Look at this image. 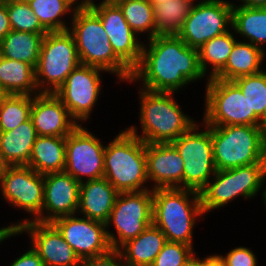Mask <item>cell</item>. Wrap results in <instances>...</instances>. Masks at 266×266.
Returning a JSON list of instances; mask_svg holds the SVG:
<instances>
[{
	"mask_svg": "<svg viewBox=\"0 0 266 266\" xmlns=\"http://www.w3.org/2000/svg\"><path fill=\"white\" fill-rule=\"evenodd\" d=\"M146 42L130 84L141 80L142 89L178 93L188 84L205 78L198 49L189 47L178 36H155Z\"/></svg>",
	"mask_w": 266,
	"mask_h": 266,
	"instance_id": "obj_1",
	"label": "cell"
},
{
	"mask_svg": "<svg viewBox=\"0 0 266 266\" xmlns=\"http://www.w3.org/2000/svg\"><path fill=\"white\" fill-rule=\"evenodd\" d=\"M139 125L126 129L141 139L144 143L166 144L172 143L183 133L187 132L197 121L183 112L175 101L173 92H156L139 87Z\"/></svg>",
	"mask_w": 266,
	"mask_h": 266,
	"instance_id": "obj_2",
	"label": "cell"
},
{
	"mask_svg": "<svg viewBox=\"0 0 266 266\" xmlns=\"http://www.w3.org/2000/svg\"><path fill=\"white\" fill-rule=\"evenodd\" d=\"M200 193L184 188L153 190L152 223L167 241L193 246V230L197 219H203Z\"/></svg>",
	"mask_w": 266,
	"mask_h": 266,
	"instance_id": "obj_3",
	"label": "cell"
},
{
	"mask_svg": "<svg viewBox=\"0 0 266 266\" xmlns=\"http://www.w3.org/2000/svg\"><path fill=\"white\" fill-rule=\"evenodd\" d=\"M68 31L72 34L80 63L116 75L118 82H128L132 71L116 56L99 16L88 6L76 8Z\"/></svg>",
	"mask_w": 266,
	"mask_h": 266,
	"instance_id": "obj_4",
	"label": "cell"
},
{
	"mask_svg": "<svg viewBox=\"0 0 266 266\" xmlns=\"http://www.w3.org/2000/svg\"><path fill=\"white\" fill-rule=\"evenodd\" d=\"M146 143L126 128L105 145L104 178L120 192L149 190Z\"/></svg>",
	"mask_w": 266,
	"mask_h": 266,
	"instance_id": "obj_5",
	"label": "cell"
},
{
	"mask_svg": "<svg viewBox=\"0 0 266 266\" xmlns=\"http://www.w3.org/2000/svg\"><path fill=\"white\" fill-rule=\"evenodd\" d=\"M216 170L266 164V135L258 126H211Z\"/></svg>",
	"mask_w": 266,
	"mask_h": 266,
	"instance_id": "obj_6",
	"label": "cell"
},
{
	"mask_svg": "<svg viewBox=\"0 0 266 266\" xmlns=\"http://www.w3.org/2000/svg\"><path fill=\"white\" fill-rule=\"evenodd\" d=\"M265 169L266 164H250L216 170L215 175L199 192L204 217L205 214L232 203L237 197L252 199L262 188L261 198L264 199Z\"/></svg>",
	"mask_w": 266,
	"mask_h": 266,
	"instance_id": "obj_7",
	"label": "cell"
},
{
	"mask_svg": "<svg viewBox=\"0 0 266 266\" xmlns=\"http://www.w3.org/2000/svg\"><path fill=\"white\" fill-rule=\"evenodd\" d=\"M80 64L74 38L68 30L46 33L35 68L39 93H54Z\"/></svg>",
	"mask_w": 266,
	"mask_h": 266,
	"instance_id": "obj_8",
	"label": "cell"
},
{
	"mask_svg": "<svg viewBox=\"0 0 266 266\" xmlns=\"http://www.w3.org/2000/svg\"><path fill=\"white\" fill-rule=\"evenodd\" d=\"M0 191L6 203L23 210L31 217L20 222L3 226L0 231H16L21 225L30 222H41L44 203L43 174H39L27 165L9 166L0 179Z\"/></svg>",
	"mask_w": 266,
	"mask_h": 266,
	"instance_id": "obj_9",
	"label": "cell"
},
{
	"mask_svg": "<svg viewBox=\"0 0 266 266\" xmlns=\"http://www.w3.org/2000/svg\"><path fill=\"white\" fill-rule=\"evenodd\" d=\"M196 122L171 144L184 161L183 188L200 192L215 175L211 126ZM200 127V128H199ZM203 127V129H201Z\"/></svg>",
	"mask_w": 266,
	"mask_h": 266,
	"instance_id": "obj_10",
	"label": "cell"
},
{
	"mask_svg": "<svg viewBox=\"0 0 266 266\" xmlns=\"http://www.w3.org/2000/svg\"><path fill=\"white\" fill-rule=\"evenodd\" d=\"M152 210L153 190L118 193L109 219L105 223L111 248L118 250L151 225ZM110 226H113L116 233L110 231Z\"/></svg>",
	"mask_w": 266,
	"mask_h": 266,
	"instance_id": "obj_11",
	"label": "cell"
},
{
	"mask_svg": "<svg viewBox=\"0 0 266 266\" xmlns=\"http://www.w3.org/2000/svg\"><path fill=\"white\" fill-rule=\"evenodd\" d=\"M203 119L208 126L250 125V107L240 88L233 82L207 79Z\"/></svg>",
	"mask_w": 266,
	"mask_h": 266,
	"instance_id": "obj_12",
	"label": "cell"
},
{
	"mask_svg": "<svg viewBox=\"0 0 266 266\" xmlns=\"http://www.w3.org/2000/svg\"><path fill=\"white\" fill-rule=\"evenodd\" d=\"M106 71L80 64L54 92L67 108L70 116L80 125L90 119L102 90L101 73Z\"/></svg>",
	"mask_w": 266,
	"mask_h": 266,
	"instance_id": "obj_13",
	"label": "cell"
},
{
	"mask_svg": "<svg viewBox=\"0 0 266 266\" xmlns=\"http://www.w3.org/2000/svg\"><path fill=\"white\" fill-rule=\"evenodd\" d=\"M232 8L233 1L228 0L194 4L177 36L189 47L199 49L231 29Z\"/></svg>",
	"mask_w": 266,
	"mask_h": 266,
	"instance_id": "obj_14",
	"label": "cell"
},
{
	"mask_svg": "<svg viewBox=\"0 0 266 266\" xmlns=\"http://www.w3.org/2000/svg\"><path fill=\"white\" fill-rule=\"evenodd\" d=\"M100 140L81 124L66 137L64 171L79 183L104 177L105 145Z\"/></svg>",
	"mask_w": 266,
	"mask_h": 266,
	"instance_id": "obj_15",
	"label": "cell"
},
{
	"mask_svg": "<svg viewBox=\"0 0 266 266\" xmlns=\"http://www.w3.org/2000/svg\"><path fill=\"white\" fill-rule=\"evenodd\" d=\"M23 233L29 235L31 246L45 266H81L80 258L52 223L30 221L16 231H0V244Z\"/></svg>",
	"mask_w": 266,
	"mask_h": 266,
	"instance_id": "obj_16",
	"label": "cell"
},
{
	"mask_svg": "<svg viewBox=\"0 0 266 266\" xmlns=\"http://www.w3.org/2000/svg\"><path fill=\"white\" fill-rule=\"evenodd\" d=\"M52 224L81 261L105 254L112 249L105 223L73 214L55 219Z\"/></svg>",
	"mask_w": 266,
	"mask_h": 266,
	"instance_id": "obj_17",
	"label": "cell"
},
{
	"mask_svg": "<svg viewBox=\"0 0 266 266\" xmlns=\"http://www.w3.org/2000/svg\"><path fill=\"white\" fill-rule=\"evenodd\" d=\"M89 7L99 16L116 56L133 71L140 63L143 41L130 28L121 8L95 4V0H90Z\"/></svg>",
	"mask_w": 266,
	"mask_h": 266,
	"instance_id": "obj_18",
	"label": "cell"
},
{
	"mask_svg": "<svg viewBox=\"0 0 266 266\" xmlns=\"http://www.w3.org/2000/svg\"><path fill=\"white\" fill-rule=\"evenodd\" d=\"M43 180L41 222L52 223L60 217L77 214L80 183L65 171L44 174Z\"/></svg>",
	"mask_w": 266,
	"mask_h": 266,
	"instance_id": "obj_19",
	"label": "cell"
},
{
	"mask_svg": "<svg viewBox=\"0 0 266 266\" xmlns=\"http://www.w3.org/2000/svg\"><path fill=\"white\" fill-rule=\"evenodd\" d=\"M31 119L37 136L67 137L79 125L54 93L33 95Z\"/></svg>",
	"mask_w": 266,
	"mask_h": 266,
	"instance_id": "obj_20",
	"label": "cell"
},
{
	"mask_svg": "<svg viewBox=\"0 0 266 266\" xmlns=\"http://www.w3.org/2000/svg\"><path fill=\"white\" fill-rule=\"evenodd\" d=\"M148 181L158 188H183L184 161L171 143H146Z\"/></svg>",
	"mask_w": 266,
	"mask_h": 266,
	"instance_id": "obj_21",
	"label": "cell"
},
{
	"mask_svg": "<svg viewBox=\"0 0 266 266\" xmlns=\"http://www.w3.org/2000/svg\"><path fill=\"white\" fill-rule=\"evenodd\" d=\"M118 193L115 187L104 177L80 183L77 214L106 223Z\"/></svg>",
	"mask_w": 266,
	"mask_h": 266,
	"instance_id": "obj_22",
	"label": "cell"
},
{
	"mask_svg": "<svg viewBox=\"0 0 266 266\" xmlns=\"http://www.w3.org/2000/svg\"><path fill=\"white\" fill-rule=\"evenodd\" d=\"M166 242V236L152 223L118 250L126 266H151Z\"/></svg>",
	"mask_w": 266,
	"mask_h": 266,
	"instance_id": "obj_23",
	"label": "cell"
},
{
	"mask_svg": "<svg viewBox=\"0 0 266 266\" xmlns=\"http://www.w3.org/2000/svg\"><path fill=\"white\" fill-rule=\"evenodd\" d=\"M265 56L266 51L237 38L225 67L214 78L233 81L242 76L256 74L263 70L261 65L265 62Z\"/></svg>",
	"mask_w": 266,
	"mask_h": 266,
	"instance_id": "obj_24",
	"label": "cell"
},
{
	"mask_svg": "<svg viewBox=\"0 0 266 266\" xmlns=\"http://www.w3.org/2000/svg\"><path fill=\"white\" fill-rule=\"evenodd\" d=\"M36 137L31 117L16 129L0 132V153L9 166L28 165Z\"/></svg>",
	"mask_w": 266,
	"mask_h": 266,
	"instance_id": "obj_25",
	"label": "cell"
},
{
	"mask_svg": "<svg viewBox=\"0 0 266 266\" xmlns=\"http://www.w3.org/2000/svg\"><path fill=\"white\" fill-rule=\"evenodd\" d=\"M65 159L66 137L37 136L27 166L43 175L62 172L65 169Z\"/></svg>",
	"mask_w": 266,
	"mask_h": 266,
	"instance_id": "obj_26",
	"label": "cell"
},
{
	"mask_svg": "<svg viewBox=\"0 0 266 266\" xmlns=\"http://www.w3.org/2000/svg\"><path fill=\"white\" fill-rule=\"evenodd\" d=\"M231 25L234 34L242 36L243 41L266 50V8L243 7L233 3Z\"/></svg>",
	"mask_w": 266,
	"mask_h": 266,
	"instance_id": "obj_27",
	"label": "cell"
},
{
	"mask_svg": "<svg viewBox=\"0 0 266 266\" xmlns=\"http://www.w3.org/2000/svg\"><path fill=\"white\" fill-rule=\"evenodd\" d=\"M0 88L7 94L38 95L35 67L0 56Z\"/></svg>",
	"mask_w": 266,
	"mask_h": 266,
	"instance_id": "obj_28",
	"label": "cell"
},
{
	"mask_svg": "<svg viewBox=\"0 0 266 266\" xmlns=\"http://www.w3.org/2000/svg\"><path fill=\"white\" fill-rule=\"evenodd\" d=\"M46 34L11 30L0 41V56L28 63L36 68Z\"/></svg>",
	"mask_w": 266,
	"mask_h": 266,
	"instance_id": "obj_29",
	"label": "cell"
},
{
	"mask_svg": "<svg viewBox=\"0 0 266 266\" xmlns=\"http://www.w3.org/2000/svg\"><path fill=\"white\" fill-rule=\"evenodd\" d=\"M232 31L231 28L226 33L212 38L199 47V65L203 74L207 77L206 80L214 78L225 67L237 40V37L233 34L234 31Z\"/></svg>",
	"mask_w": 266,
	"mask_h": 266,
	"instance_id": "obj_30",
	"label": "cell"
},
{
	"mask_svg": "<svg viewBox=\"0 0 266 266\" xmlns=\"http://www.w3.org/2000/svg\"><path fill=\"white\" fill-rule=\"evenodd\" d=\"M193 5L189 0H169L153 5L155 36H177Z\"/></svg>",
	"mask_w": 266,
	"mask_h": 266,
	"instance_id": "obj_31",
	"label": "cell"
},
{
	"mask_svg": "<svg viewBox=\"0 0 266 266\" xmlns=\"http://www.w3.org/2000/svg\"><path fill=\"white\" fill-rule=\"evenodd\" d=\"M28 4L48 32L68 30L70 23L63 18L67 14L72 18L76 10L68 0H31Z\"/></svg>",
	"mask_w": 266,
	"mask_h": 266,
	"instance_id": "obj_32",
	"label": "cell"
},
{
	"mask_svg": "<svg viewBox=\"0 0 266 266\" xmlns=\"http://www.w3.org/2000/svg\"><path fill=\"white\" fill-rule=\"evenodd\" d=\"M233 82L240 88L250 107V125L258 126L259 117L266 108V70L239 77Z\"/></svg>",
	"mask_w": 266,
	"mask_h": 266,
	"instance_id": "obj_33",
	"label": "cell"
},
{
	"mask_svg": "<svg viewBox=\"0 0 266 266\" xmlns=\"http://www.w3.org/2000/svg\"><path fill=\"white\" fill-rule=\"evenodd\" d=\"M119 7L126 22L137 35L145 33L147 40L155 37L153 4L149 0H127Z\"/></svg>",
	"mask_w": 266,
	"mask_h": 266,
	"instance_id": "obj_34",
	"label": "cell"
},
{
	"mask_svg": "<svg viewBox=\"0 0 266 266\" xmlns=\"http://www.w3.org/2000/svg\"><path fill=\"white\" fill-rule=\"evenodd\" d=\"M32 95L8 94L0 108V132L16 129L31 117Z\"/></svg>",
	"mask_w": 266,
	"mask_h": 266,
	"instance_id": "obj_35",
	"label": "cell"
},
{
	"mask_svg": "<svg viewBox=\"0 0 266 266\" xmlns=\"http://www.w3.org/2000/svg\"><path fill=\"white\" fill-rule=\"evenodd\" d=\"M12 30L46 34L48 31L41 25L28 3L5 1Z\"/></svg>",
	"mask_w": 266,
	"mask_h": 266,
	"instance_id": "obj_36",
	"label": "cell"
},
{
	"mask_svg": "<svg viewBox=\"0 0 266 266\" xmlns=\"http://www.w3.org/2000/svg\"><path fill=\"white\" fill-rule=\"evenodd\" d=\"M192 246L167 241L151 266H186L196 255Z\"/></svg>",
	"mask_w": 266,
	"mask_h": 266,
	"instance_id": "obj_37",
	"label": "cell"
},
{
	"mask_svg": "<svg viewBox=\"0 0 266 266\" xmlns=\"http://www.w3.org/2000/svg\"><path fill=\"white\" fill-rule=\"evenodd\" d=\"M227 266H257L258 261L255 253L248 248L239 246L231 249L223 256L219 255Z\"/></svg>",
	"mask_w": 266,
	"mask_h": 266,
	"instance_id": "obj_38",
	"label": "cell"
},
{
	"mask_svg": "<svg viewBox=\"0 0 266 266\" xmlns=\"http://www.w3.org/2000/svg\"><path fill=\"white\" fill-rule=\"evenodd\" d=\"M81 266H126L121 254L117 249H111L109 252L88 258L82 261Z\"/></svg>",
	"mask_w": 266,
	"mask_h": 266,
	"instance_id": "obj_39",
	"label": "cell"
},
{
	"mask_svg": "<svg viewBox=\"0 0 266 266\" xmlns=\"http://www.w3.org/2000/svg\"><path fill=\"white\" fill-rule=\"evenodd\" d=\"M9 266H45L37 251L30 245V248L15 258Z\"/></svg>",
	"mask_w": 266,
	"mask_h": 266,
	"instance_id": "obj_40",
	"label": "cell"
},
{
	"mask_svg": "<svg viewBox=\"0 0 266 266\" xmlns=\"http://www.w3.org/2000/svg\"><path fill=\"white\" fill-rule=\"evenodd\" d=\"M7 6L5 2L0 4V41L11 31Z\"/></svg>",
	"mask_w": 266,
	"mask_h": 266,
	"instance_id": "obj_41",
	"label": "cell"
},
{
	"mask_svg": "<svg viewBox=\"0 0 266 266\" xmlns=\"http://www.w3.org/2000/svg\"><path fill=\"white\" fill-rule=\"evenodd\" d=\"M237 1V0H236ZM243 7H263L266 8V0H238Z\"/></svg>",
	"mask_w": 266,
	"mask_h": 266,
	"instance_id": "obj_42",
	"label": "cell"
},
{
	"mask_svg": "<svg viewBox=\"0 0 266 266\" xmlns=\"http://www.w3.org/2000/svg\"><path fill=\"white\" fill-rule=\"evenodd\" d=\"M207 266H227L219 254L207 255Z\"/></svg>",
	"mask_w": 266,
	"mask_h": 266,
	"instance_id": "obj_43",
	"label": "cell"
},
{
	"mask_svg": "<svg viewBox=\"0 0 266 266\" xmlns=\"http://www.w3.org/2000/svg\"><path fill=\"white\" fill-rule=\"evenodd\" d=\"M186 266H207V256L200 258L198 255H195Z\"/></svg>",
	"mask_w": 266,
	"mask_h": 266,
	"instance_id": "obj_44",
	"label": "cell"
},
{
	"mask_svg": "<svg viewBox=\"0 0 266 266\" xmlns=\"http://www.w3.org/2000/svg\"><path fill=\"white\" fill-rule=\"evenodd\" d=\"M258 127L266 135V108L264 109L263 114L259 117Z\"/></svg>",
	"mask_w": 266,
	"mask_h": 266,
	"instance_id": "obj_45",
	"label": "cell"
},
{
	"mask_svg": "<svg viewBox=\"0 0 266 266\" xmlns=\"http://www.w3.org/2000/svg\"><path fill=\"white\" fill-rule=\"evenodd\" d=\"M70 1L76 8H84L88 7L90 0H68Z\"/></svg>",
	"mask_w": 266,
	"mask_h": 266,
	"instance_id": "obj_46",
	"label": "cell"
},
{
	"mask_svg": "<svg viewBox=\"0 0 266 266\" xmlns=\"http://www.w3.org/2000/svg\"><path fill=\"white\" fill-rule=\"evenodd\" d=\"M8 167H9V164L5 161L3 155L0 153V179H1V176L8 169Z\"/></svg>",
	"mask_w": 266,
	"mask_h": 266,
	"instance_id": "obj_47",
	"label": "cell"
},
{
	"mask_svg": "<svg viewBox=\"0 0 266 266\" xmlns=\"http://www.w3.org/2000/svg\"><path fill=\"white\" fill-rule=\"evenodd\" d=\"M125 1L127 0H102L98 4L119 6L121 3H124Z\"/></svg>",
	"mask_w": 266,
	"mask_h": 266,
	"instance_id": "obj_48",
	"label": "cell"
},
{
	"mask_svg": "<svg viewBox=\"0 0 266 266\" xmlns=\"http://www.w3.org/2000/svg\"><path fill=\"white\" fill-rule=\"evenodd\" d=\"M7 95L8 94L2 88H0V108L2 107L3 101Z\"/></svg>",
	"mask_w": 266,
	"mask_h": 266,
	"instance_id": "obj_49",
	"label": "cell"
},
{
	"mask_svg": "<svg viewBox=\"0 0 266 266\" xmlns=\"http://www.w3.org/2000/svg\"><path fill=\"white\" fill-rule=\"evenodd\" d=\"M191 1L193 4H197V3H208L214 0H199V2L197 0H189Z\"/></svg>",
	"mask_w": 266,
	"mask_h": 266,
	"instance_id": "obj_50",
	"label": "cell"
},
{
	"mask_svg": "<svg viewBox=\"0 0 266 266\" xmlns=\"http://www.w3.org/2000/svg\"><path fill=\"white\" fill-rule=\"evenodd\" d=\"M165 1H169V0H150V2L153 4V5H157V4H161Z\"/></svg>",
	"mask_w": 266,
	"mask_h": 266,
	"instance_id": "obj_51",
	"label": "cell"
},
{
	"mask_svg": "<svg viewBox=\"0 0 266 266\" xmlns=\"http://www.w3.org/2000/svg\"><path fill=\"white\" fill-rule=\"evenodd\" d=\"M8 2H25V3H29L31 0H5Z\"/></svg>",
	"mask_w": 266,
	"mask_h": 266,
	"instance_id": "obj_52",
	"label": "cell"
},
{
	"mask_svg": "<svg viewBox=\"0 0 266 266\" xmlns=\"http://www.w3.org/2000/svg\"><path fill=\"white\" fill-rule=\"evenodd\" d=\"M265 181H266V169H265ZM262 200H263V203H264V205L266 207V187H265L264 199H262Z\"/></svg>",
	"mask_w": 266,
	"mask_h": 266,
	"instance_id": "obj_53",
	"label": "cell"
},
{
	"mask_svg": "<svg viewBox=\"0 0 266 266\" xmlns=\"http://www.w3.org/2000/svg\"><path fill=\"white\" fill-rule=\"evenodd\" d=\"M5 2V0H0V4H2V3H4Z\"/></svg>",
	"mask_w": 266,
	"mask_h": 266,
	"instance_id": "obj_54",
	"label": "cell"
}]
</instances>
